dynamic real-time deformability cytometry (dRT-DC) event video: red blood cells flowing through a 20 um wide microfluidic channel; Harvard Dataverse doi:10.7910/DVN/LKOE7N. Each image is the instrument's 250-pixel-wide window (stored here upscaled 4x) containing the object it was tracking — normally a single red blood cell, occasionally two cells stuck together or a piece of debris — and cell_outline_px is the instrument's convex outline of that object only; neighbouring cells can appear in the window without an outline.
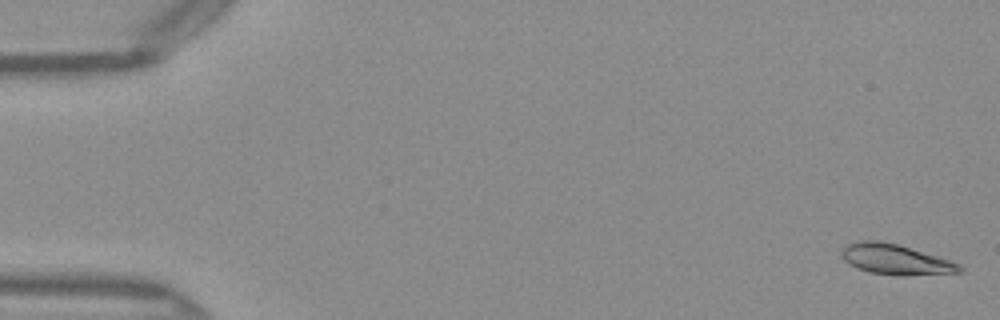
{"species": "Egyptian fruit bat (a non-hibernating species)", "species_latin": "Rousettus aegyptiacus", "temperature_condition": "warm", "stored_images_in_passage": 51, "camera_frame_rate_fps": 3000, "um_per_image_px": 0.085, "frame": {"image": 1, "passage_image": 1, "time_ms": 0.0, "image_size_px": [1000, 320], "cell_outline_px": [[964, 272], [872, 272], [860, 268], [844, 260], [840, 256], [840, 252], [848, 244], [860, 240], [880, 240], [896, 244], [936, 256], [960, 264], [964, 268]], "centroid_in_image_um": [76.04, 21.97], "position_along_channel_um": 9.0, "area_um2": 19.19}}
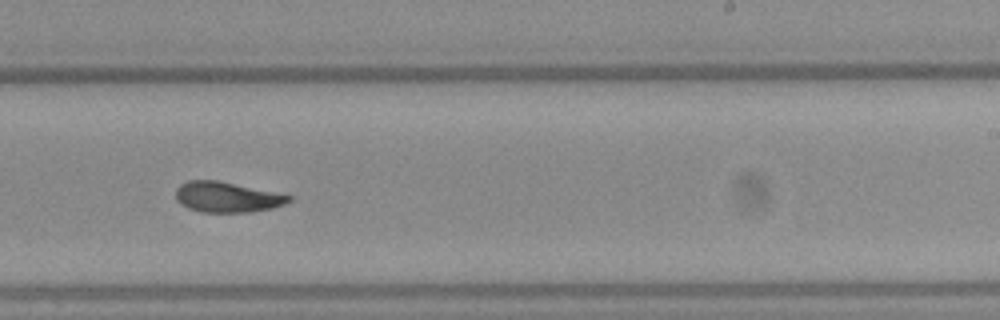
{"frame": {"image": 2, "passage_image": 31, "time_ms": 10.0, "image_size_px": [1000, 320], "cell_outline_px": [[292, 200], [284, 204], [272, 208], [252, 212], [200, 212], [188, 208], [180, 204], [176, 200], [176, 188], [180, 184], [188, 180], [216, 180], [292, 196]], "centroid_in_image_um": [19.25, 16.76], "position_along_channel_um": 269.8, "area_um2": 19.94}}
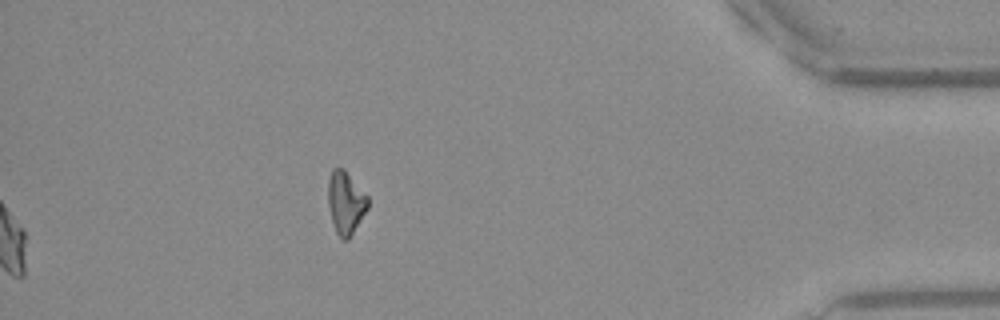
{"frame": {"image": 3, "passage_image": 51, "time_ms": 16.667, "image_size_px": [1000, 320], "cell_outline_px": [[368, 208], [348, 240], [344, 240], [336, 232], [332, 220], [328, 204], [328, 180], [332, 168], [344, 168], [368, 196]], "centroid_in_image_um": [29.38, 17.19], "position_along_channel_um": 405.8, "area_um2": 14.45}, "authors_computed_cell_mechanics": {"area_um2": 20.4612, "velocity_mm_per_s": 4.0498, "shape_relaxation_time_tau1_ms": 4.6269, "shape_relaxation_time_tau2_ms": 2.247, "deformation_change_tau1": 0.1697, "deformation_change_tau2": 0.0811}}